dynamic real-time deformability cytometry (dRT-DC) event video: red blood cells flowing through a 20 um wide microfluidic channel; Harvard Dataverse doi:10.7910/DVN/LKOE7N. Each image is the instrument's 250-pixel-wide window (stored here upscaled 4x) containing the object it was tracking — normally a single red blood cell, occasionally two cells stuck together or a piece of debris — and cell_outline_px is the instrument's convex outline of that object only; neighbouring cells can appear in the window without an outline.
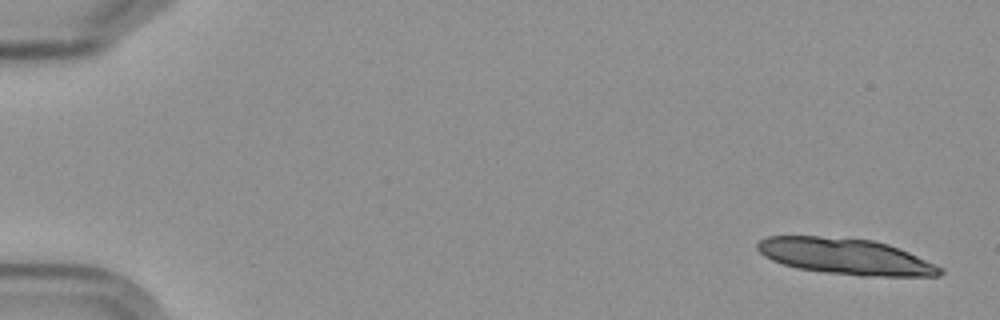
{"species": "Egyptian fruit bat (a non-hibernating species)", "species_latin": "Rousettus aegyptiacus", "temperature_condition": "cold", "stored_images_in_passage": 6, "camera_frame_rate_fps": 3000, "um_per_image_px": 0.085, "frame": {"image": 1, "passage_image": 1, "time_ms": 0.0, "image_size_px": [1000, 320], "cell_outline_px": [[944, 272], [940, 276], [860, 276], [824, 272], [796, 268], [772, 260], [764, 256], [756, 248], [756, 244], [760, 240], [768, 236], [820, 236], [872, 240], [888, 244], [908, 252], [944, 268]], "centroid_in_image_um": [71.88, 21.8], "position_along_channel_um": 13.1, "area_um2": 38.32}}
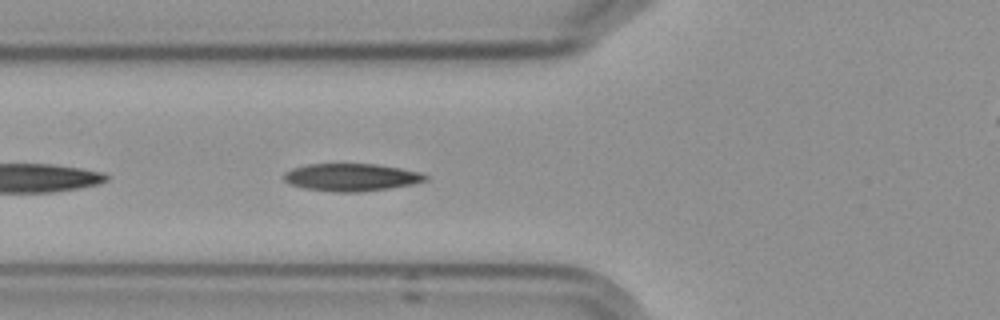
{"frame": {"image": 2, "passage_image": 6, "time_ms": 6.667, "image_size_px": [1000, 320], "cell_outline_px": [[428, 180], [412, 184], [388, 188], [360, 192], [336, 192], [304, 188], [288, 184], [284, 180], [284, 172], [292, 168], [308, 164], [376, 164], [400, 168], [420, 172], [428, 176]], "centroid_in_image_um": [29.84, 15.07], "position_along_channel_um": 96.0, "area_um2": 22.72}}